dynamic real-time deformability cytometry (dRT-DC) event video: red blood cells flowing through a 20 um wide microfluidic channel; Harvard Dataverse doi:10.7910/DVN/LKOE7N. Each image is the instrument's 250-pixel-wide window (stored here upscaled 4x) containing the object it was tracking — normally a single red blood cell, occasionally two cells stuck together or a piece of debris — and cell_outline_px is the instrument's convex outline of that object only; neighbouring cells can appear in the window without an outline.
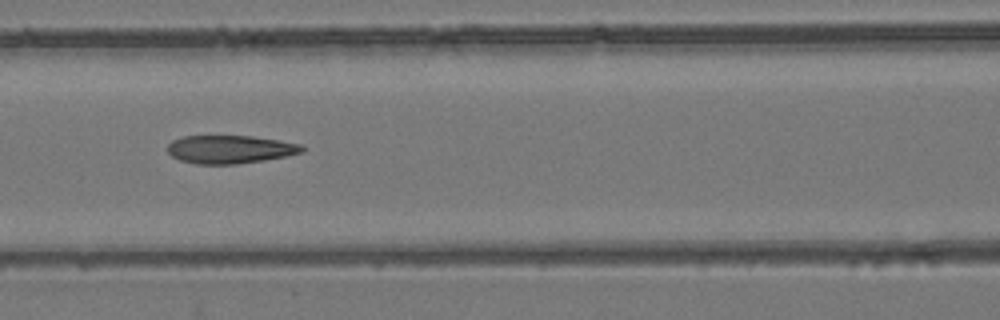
{"species": "common noctule bat (a hibernating species)", "species_latin": "Nyctalus noctula", "temperature_condition": "room temperature", "stored_images_in_passage": 9, "camera_frame_rate_fps": 3000, "um_per_image_px": 0.085, "animal": {"sex": "female", "body_mass_g": 24.6, "forearm_length_mm": 56.2}, "frame": {"image": 1, "passage_image": 7, "time_ms": 7.333, "image_size_px": [1000, 320], "cell_outline_px": [[304, 152], [264, 160], [236, 164], [196, 164], [180, 160], [172, 156], [168, 152], [168, 144], [172, 140], [184, 136], [252, 136], [300, 144], [304, 148]], "centroid_in_image_um": [19.52, 12.69], "position_along_channel_um": 147.1, "area_um2": 21.91}}
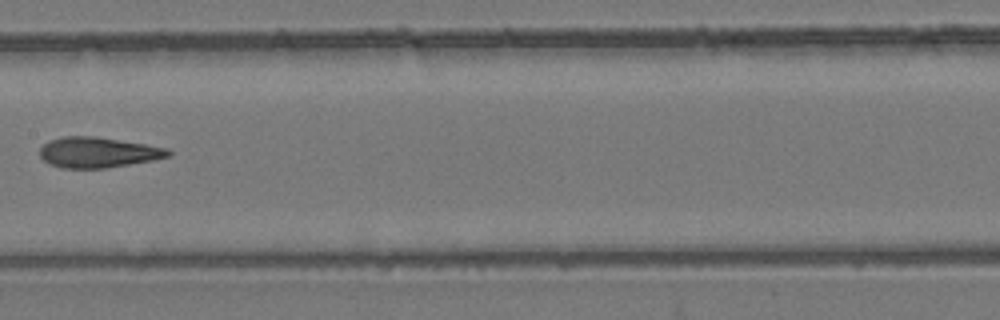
{"frame": {"image": 2, "passage_image": 8, "time_ms": 8.667, "image_size_px": [1000, 320], "cell_outline_px": [[172, 152], [168, 156], [152, 160], [104, 168], [60, 168], [48, 164], [40, 156], [40, 148], [48, 140], [64, 136], [96, 136], [168, 148]], "centroid_in_image_um": [8.28, 12.95], "position_along_channel_um": 199.1, "area_um2": 22.72}}
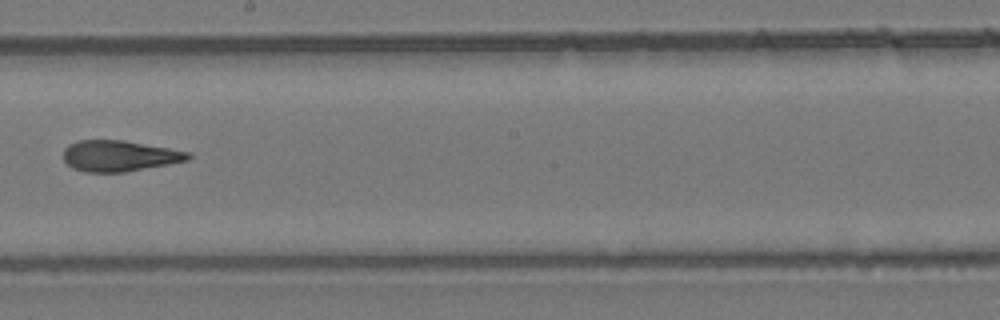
{"frame": {"image": 3, "passage_image": 9, "time_ms": 9.667, "image_size_px": [1000, 320], "cell_outline_px": [[192, 156], [188, 160], [168, 164], [124, 172], [84, 172], [72, 168], [64, 160], [64, 148], [68, 144], [76, 140], [124, 140], [168, 148], [188, 152]], "centroid_in_image_um": [10.1, 13.24], "position_along_channel_um": 238.1, "area_um2": 22.43}}